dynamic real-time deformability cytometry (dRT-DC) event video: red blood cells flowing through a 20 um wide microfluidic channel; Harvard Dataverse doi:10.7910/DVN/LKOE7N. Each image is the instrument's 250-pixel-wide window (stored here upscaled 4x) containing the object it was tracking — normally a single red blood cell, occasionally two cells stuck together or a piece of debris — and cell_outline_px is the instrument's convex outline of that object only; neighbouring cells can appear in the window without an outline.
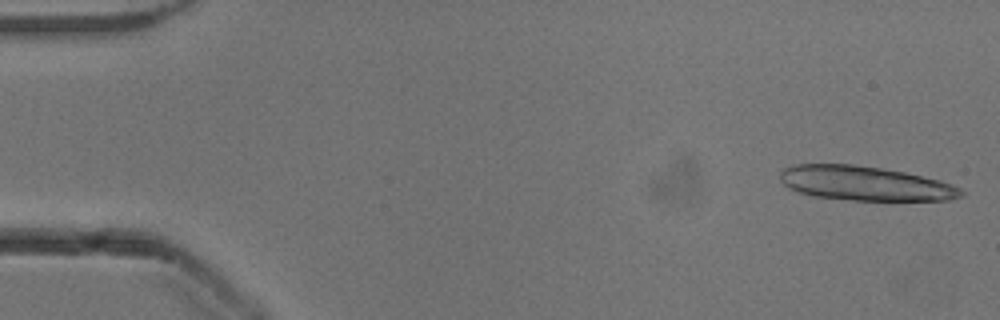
{"species": "common noctule bat (a hibernating species)", "species_latin": "Nyctalus noctula", "temperature_condition": "cold", "stored_images_in_passage": 14, "camera_frame_rate_fps": 3000, "um_per_image_px": 0.085, "animal": {"sex": "male", "body_mass_g": 13.3}, "frame": {"image": 1, "passage_image": 1, "time_ms": 0.0, "image_size_px": [1000, 320], "cell_outline_px": [[964, 196], [948, 200], [852, 200], [812, 196], [788, 188], [780, 180], [780, 172], [784, 168], [796, 164], [852, 164], [880, 168], [904, 172], [940, 180], [952, 184], [960, 188], [964, 192]], "centroid_in_image_um": [73.53, 15.59], "position_along_channel_um": 11.5, "area_um2": 36.24}}